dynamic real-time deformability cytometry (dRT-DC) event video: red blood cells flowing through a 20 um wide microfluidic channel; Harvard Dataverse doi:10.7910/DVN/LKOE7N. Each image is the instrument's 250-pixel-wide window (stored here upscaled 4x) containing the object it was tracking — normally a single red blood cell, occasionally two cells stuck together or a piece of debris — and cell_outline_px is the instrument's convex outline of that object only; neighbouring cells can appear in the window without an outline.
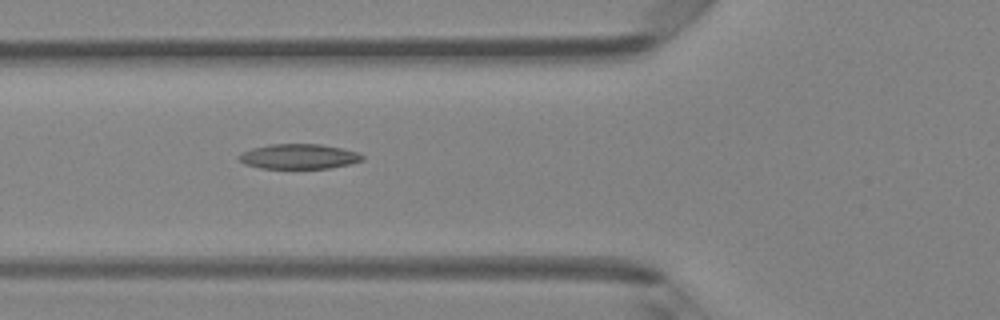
{"species": "Egyptian fruit bat (a non-hibernating species)", "species_latin": "Rousettus aegyptiacus", "temperature_condition": "room temperature", "stored_images_in_passage": 8, "camera_frame_rate_fps": 3000, "um_per_image_px": 0.085, "animal": {"sex": "female"}, "frame": {"image": 1, "passage_image": 6, "time_ms": 1.667, "image_size_px": [1000, 320], "cell_outline_px": [[364, 160], [348, 164], [328, 168], [260, 168], [244, 164], [236, 156], [252, 148], [272, 144], [320, 144], [360, 152], [364, 156]], "centroid_in_image_um": [25.41, 13.3], "position_along_channel_um": 100.4, "area_um2": 17.86}}
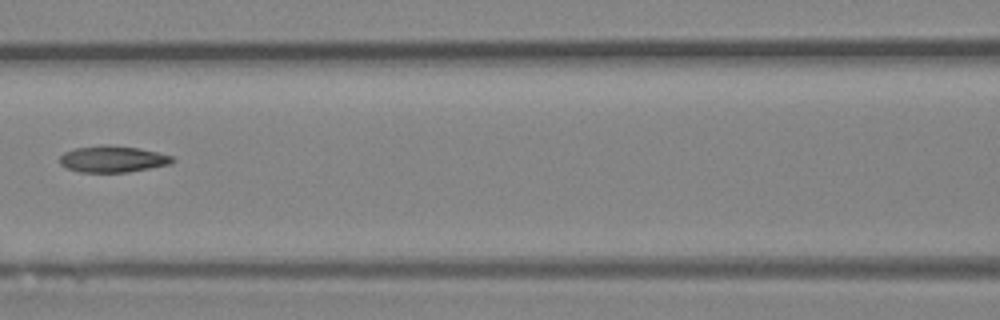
{"frame": {"image": 2, "passage_image": 7, "time_ms": 2.0, "image_size_px": [1000, 320], "cell_outline_px": [[176, 160], [172, 164], [128, 172], [80, 172], [64, 168], [60, 164], [60, 156], [64, 152], [76, 148], [104, 144], [108, 144], [140, 148], [172, 156]], "centroid_in_image_um": [9.58, 13.52], "position_along_channel_um": 157.0, "area_um2": 17.57}}
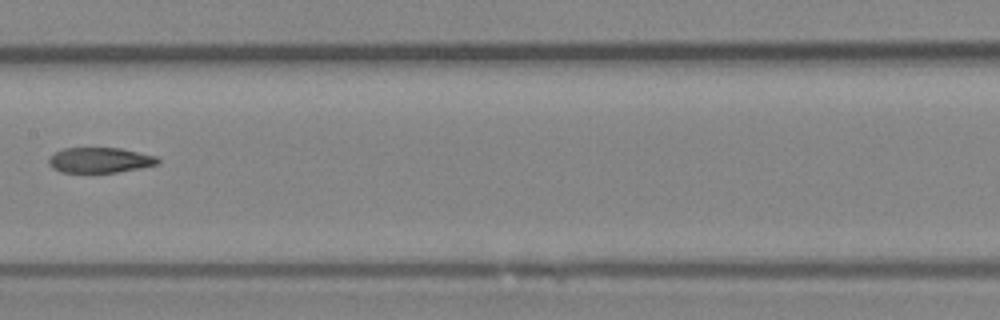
{"frame": {"image": 3, "passage_image": 8, "time_ms": 2.333, "image_size_px": [1000, 320], "cell_outline_px": [[160, 164], [140, 168], [116, 172], [60, 172], [52, 168], [48, 164], [48, 156], [64, 148], [120, 148], [156, 156], [160, 160]], "centroid_in_image_um": [8.47, 13.61], "position_along_channel_um": 198.9, "area_um2": 16.13}}